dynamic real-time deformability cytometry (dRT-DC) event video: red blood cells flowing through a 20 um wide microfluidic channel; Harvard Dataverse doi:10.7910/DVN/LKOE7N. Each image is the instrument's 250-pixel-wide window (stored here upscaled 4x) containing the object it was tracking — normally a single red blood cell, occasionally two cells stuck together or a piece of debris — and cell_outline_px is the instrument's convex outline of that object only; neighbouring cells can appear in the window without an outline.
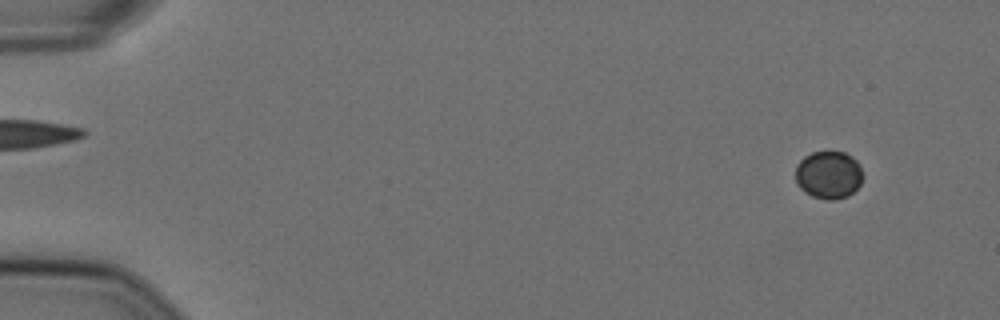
{"species": "Egyptian fruit bat (a non-hibernating species)", "species_latin": "Rousettus aegyptiacus", "temperature_condition": "cold", "stored_images_in_passage": 57, "camera_frame_rate_fps": 3000, "um_per_image_px": 0.085, "animal": {"sex": "female"}, "frame": {"image": 1, "passage_image": 5, "time_ms": 1.333, "image_size_px": [1000, 320], "cell_outline_px": [[864, 176], [860, 184], [848, 196], [832, 200], [828, 200], [812, 196], [804, 192], [796, 184], [796, 164], [804, 156], [812, 152], [844, 152], [852, 156], [856, 160]], "centroid_in_image_um": [70.42, 14.86], "position_along_channel_um": 14.6, "area_um2": 18.84}}
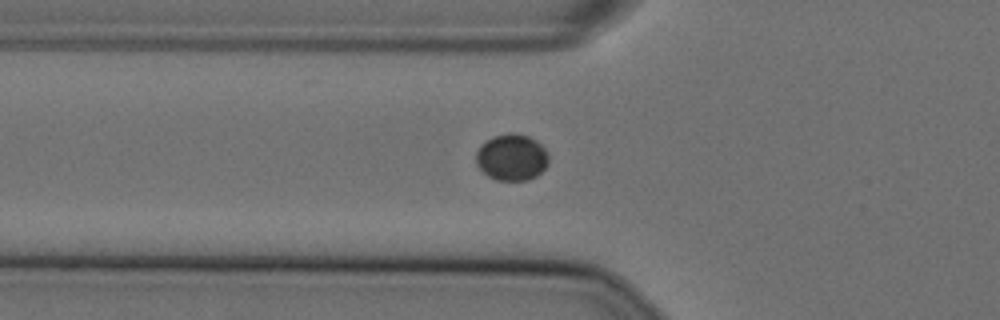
{"frame": {"image": 2, "passage_image": 21, "time_ms": 6.667, "image_size_px": [1000, 320], "cell_outline_px": [[548, 164], [536, 176], [528, 180], [496, 180], [488, 176], [476, 164], [476, 152], [480, 144], [492, 136], [528, 136], [536, 140], [548, 152]], "centroid_in_image_um": [43.48, 13.41], "position_along_channel_um": 82.3, "area_um2": 19.25}}
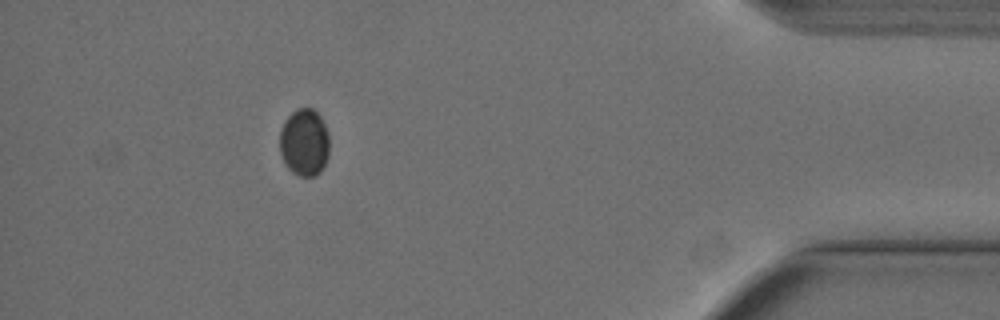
{"frame": {"image": 3, "passage_image": 52, "time_ms": 17.0, "image_size_px": [1000, 320], "cell_outline_px": [[328, 156], [320, 172], [316, 176], [300, 176], [292, 172], [288, 168], [280, 152], [280, 128], [284, 120], [296, 108], [312, 108], [320, 116], [328, 132]], "centroid_in_image_um": [25.86, 12.09], "position_along_channel_um": 409.3, "area_um2": 19.48}}